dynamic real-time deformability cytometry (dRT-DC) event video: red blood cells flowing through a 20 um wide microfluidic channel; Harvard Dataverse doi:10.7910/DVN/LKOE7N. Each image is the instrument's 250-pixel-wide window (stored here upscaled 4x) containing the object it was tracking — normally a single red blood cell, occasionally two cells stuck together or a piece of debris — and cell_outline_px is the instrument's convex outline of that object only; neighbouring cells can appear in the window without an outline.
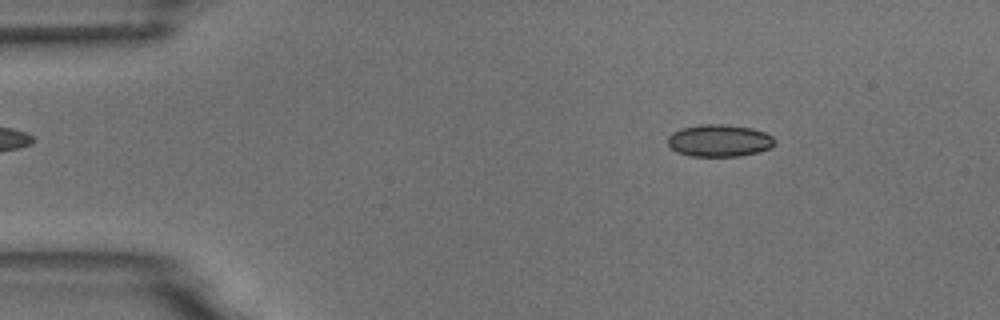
{"species": "common noctule bat (a hibernating species)", "species_latin": "Nyctalus noctula", "temperature_condition": "room temperature", "stored_images_in_passage": 5, "camera_frame_rate_fps": 3000, "um_per_image_px": 0.085, "animal": {"sex": "male", "body_mass_g": 18.8}, "frame": {"image": 1, "passage_image": 1, "time_ms": 0.0, "image_size_px": [1000, 320], "cell_outline_px": [[776, 144], [772, 148], [740, 156], [688, 156], [676, 152], [668, 144], [668, 136], [672, 132], [684, 128], [700, 124], [724, 124], [752, 128], [764, 132], [772, 136], [776, 140]], "centroid_in_image_um": [61.16, 11.95], "position_along_channel_um": 23.8, "area_um2": 20.17}}
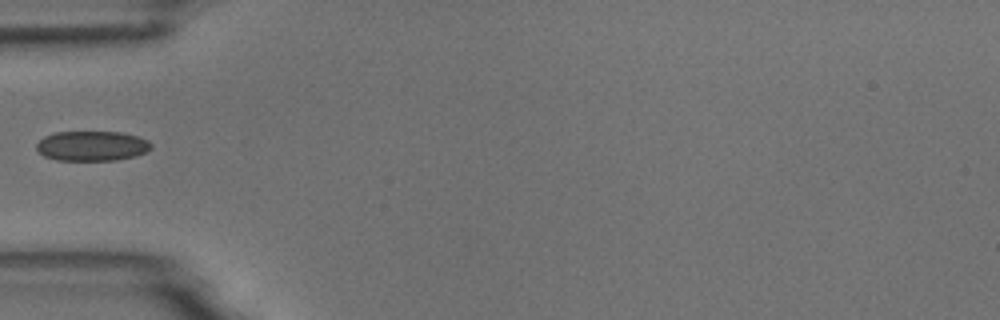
{"frame": {"image": 2, "passage_image": 4, "time_ms": 3.333, "image_size_px": [1000, 320], "cell_outline_px": [[152, 148], [148, 152], [136, 156], [116, 160], [56, 160], [44, 156], [36, 148], [36, 144], [44, 136], [56, 132], [120, 132], [136, 136], [148, 140], [152, 144]], "centroid_in_image_um": [7.84, 12.41], "position_along_channel_um": 77.2, "area_um2": 20.06}}